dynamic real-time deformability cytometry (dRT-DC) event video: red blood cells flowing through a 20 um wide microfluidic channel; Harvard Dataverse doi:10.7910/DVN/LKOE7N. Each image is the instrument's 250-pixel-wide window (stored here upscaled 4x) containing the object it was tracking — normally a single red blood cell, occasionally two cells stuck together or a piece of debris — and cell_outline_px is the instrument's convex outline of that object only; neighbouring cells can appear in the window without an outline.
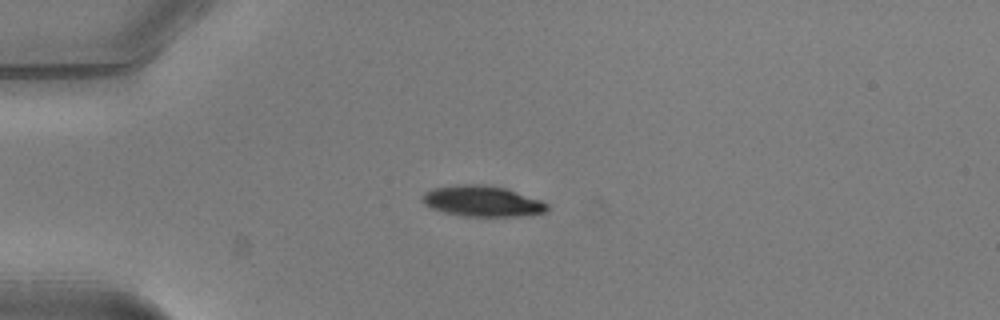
{"species": "common noctule bat (a hibernating species)", "species_latin": "Nyctalus noctula", "temperature_condition": "warm", "stored_images_in_passage": 39, "camera_frame_rate_fps": 3000, "um_per_image_px": 0.085, "animal": {"sex": "male", "body_mass_g": 20.5, "forearm_length_mm": 52.5}, "frame": {"image": 1, "passage_image": 1, "time_ms": 0.0, "image_size_px": [1000, 320], "cell_outline_px": [[548, 208], [544, 212], [516, 216], [468, 216], [444, 212], [432, 208], [424, 204], [420, 200], [420, 196], [424, 192], [432, 188], [464, 184], [484, 184], [504, 188], [540, 200], [548, 204]], "centroid_in_image_um": [40.92, 17.09], "position_along_channel_um": 44.1, "area_um2": 22.14}}
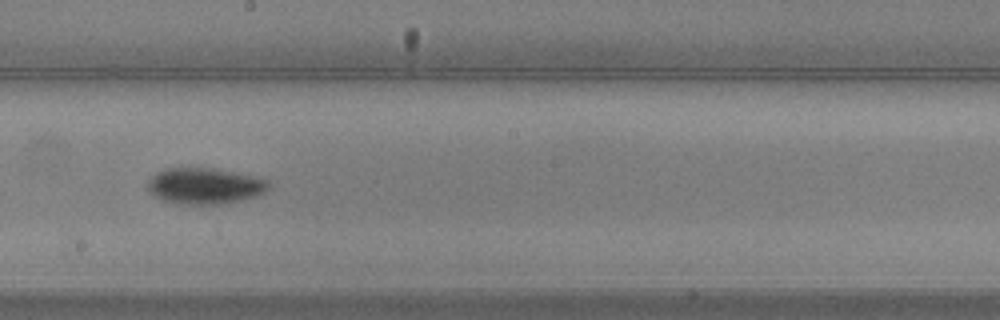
{"frame": {"image": 2, "passage_image": 17, "time_ms": 5.333, "image_size_px": [1000, 320], "cell_outline_px": [[268, 188], [264, 192], [256, 196], [224, 204], [176, 204], [164, 200], [156, 196], [148, 188], [148, 184], [152, 176], [156, 172], [168, 168], [212, 168], [252, 176], [264, 180], [268, 184]], "centroid_in_image_um": [17.37, 15.81], "position_along_channel_um": 230.8, "area_um2": 24.97}}
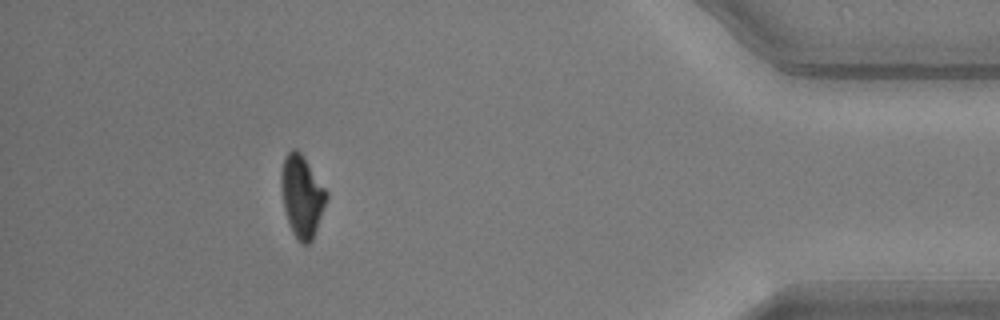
{"frame": {"image": 3, "passage_image": 34, "time_ms": 11.0, "image_size_px": [1000, 320], "cell_outline_px": [[328, 196], [312, 240], [308, 244], [304, 244], [292, 232], [284, 208], [280, 176], [284, 160], [288, 152], [292, 148], [296, 148], [304, 156], [328, 192]], "centroid_in_image_um": [25.67, 16.63], "position_along_channel_um": 409.5, "area_um2": 21.21}, "authors_computed_cell_mechanics": {"area_um2": 23.4668, "velocity_mm_per_s": 3.9987, "shape_relaxation_time_tau1_ms": 1.7295, "shape_relaxation_time_tau2_ms": 6.6404, "deformation_change_tau1": 0.1251, "deformation_change_tau2": 0.1055}}